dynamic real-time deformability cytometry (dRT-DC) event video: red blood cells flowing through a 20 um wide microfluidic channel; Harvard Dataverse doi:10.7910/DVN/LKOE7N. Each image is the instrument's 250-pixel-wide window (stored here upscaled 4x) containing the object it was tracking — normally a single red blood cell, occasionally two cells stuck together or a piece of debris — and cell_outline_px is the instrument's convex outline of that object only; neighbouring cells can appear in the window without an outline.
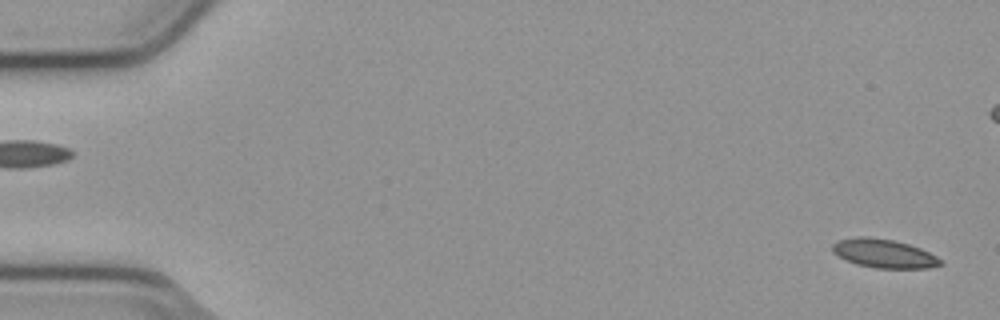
{"species": "common noctule bat (a hibernating species)", "species_latin": "Nyctalus noctula", "temperature_condition": "cold", "stored_images_in_passage": 5, "camera_frame_rate_fps": 3000, "um_per_image_px": 0.085, "animal": {"sex": "male", "body_mass_g": 23.1, "forearm_length_mm": 52.7}, "frame": {"image": 1, "passage_image": 2, "time_ms": 0.333, "image_size_px": [1000, 320], "cell_outline_px": [[944, 264], [928, 268], [876, 268], [856, 264], [832, 252], [832, 244], [836, 240], [856, 236], [868, 236], [892, 240], [908, 244], [920, 248], [936, 256]], "centroid_in_image_um": [75.11, 21.53], "position_along_channel_um": 9.9, "area_um2": 18.03}}